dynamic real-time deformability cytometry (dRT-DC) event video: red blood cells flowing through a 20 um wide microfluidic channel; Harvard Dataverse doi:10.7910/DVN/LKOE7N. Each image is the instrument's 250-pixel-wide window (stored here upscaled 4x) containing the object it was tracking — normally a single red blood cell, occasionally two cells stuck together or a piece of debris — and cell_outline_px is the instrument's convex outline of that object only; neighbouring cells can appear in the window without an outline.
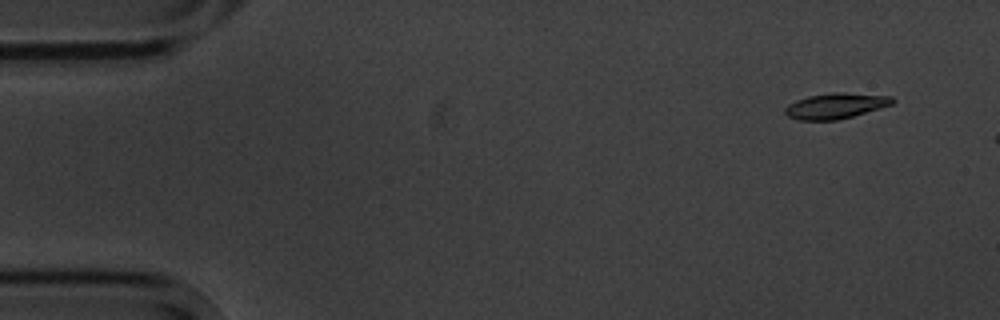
{"species": "common noctule bat (a hibernating species)", "species_latin": "Nyctalus noctula", "temperature_condition": "cold", "stored_images_in_passage": 4, "camera_frame_rate_fps": 3000, "um_per_image_px": 0.085, "animal": {"sex": "male", "body_mass_g": 20.1, "forearm_length_mm": 53.5}, "frame": {"image": 1, "passage_image": 1, "time_ms": 0.0, "image_size_px": [1000, 320], "cell_outline_px": [[896, 100], [892, 104], [880, 108], [852, 116], [836, 120], [800, 120], [788, 116], [784, 112], [784, 108], [788, 104], [796, 100], [808, 96], [832, 92], [844, 92], [892, 96]], "centroid_in_image_um": [71.03, 8.98], "position_along_channel_um": 14.0, "area_um2": 16.01}}
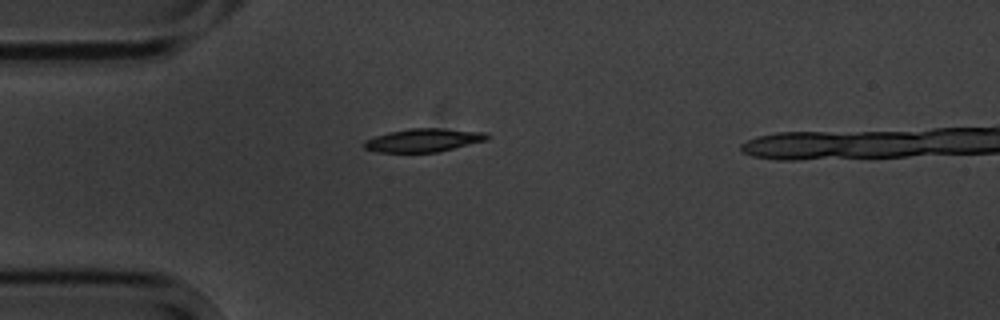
{"frame": {"image": 2, "passage_image": 4, "time_ms": 3.667, "image_size_px": [1000, 320], "cell_outline_px": [[488, 140], [436, 152], [376, 152], [364, 148], [364, 140], [376, 136], [392, 132], [412, 128], [444, 128], [484, 132], [488, 136]], "centroid_in_image_um": [36.0, 11.92], "position_along_channel_um": 49.0, "area_um2": 16.47}}